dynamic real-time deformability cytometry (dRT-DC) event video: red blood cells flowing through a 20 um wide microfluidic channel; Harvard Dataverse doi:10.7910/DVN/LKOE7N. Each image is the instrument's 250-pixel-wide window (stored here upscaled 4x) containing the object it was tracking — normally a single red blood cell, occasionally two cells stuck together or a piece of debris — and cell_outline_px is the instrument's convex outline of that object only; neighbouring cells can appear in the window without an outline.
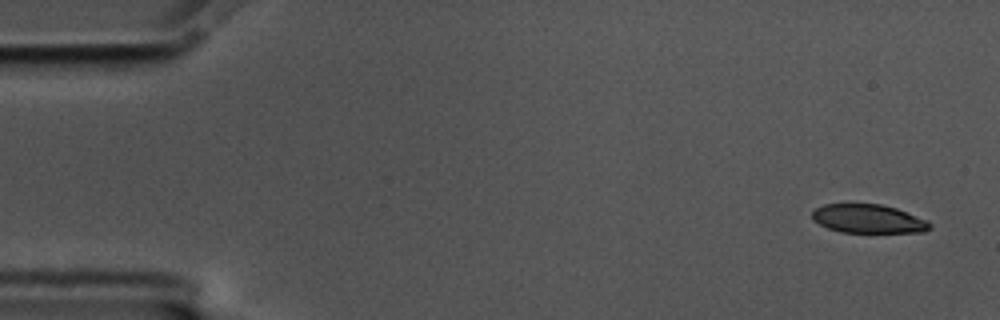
{"species": "common noctule bat (a hibernating species)", "species_latin": "Nyctalus noctula", "temperature_condition": "cold", "stored_images_in_passage": 51, "camera_frame_rate_fps": 3000, "um_per_image_px": 0.085, "animal": {"sex": "male", "body_mass_g": 17.5, "forearm_length_mm": 52.3}, "frame": {"image": 1, "passage_image": 1, "time_ms": 0.0, "image_size_px": [1000, 320], "cell_outline_px": [[932, 228], [924, 232], [840, 232], [828, 228], [812, 220], [812, 212], [816, 208], [824, 204], [880, 204], [896, 208], [928, 220], [932, 224]], "centroid_in_image_um": [73.82, 18.6], "position_along_channel_um": 11.2, "area_um2": 19.71}}
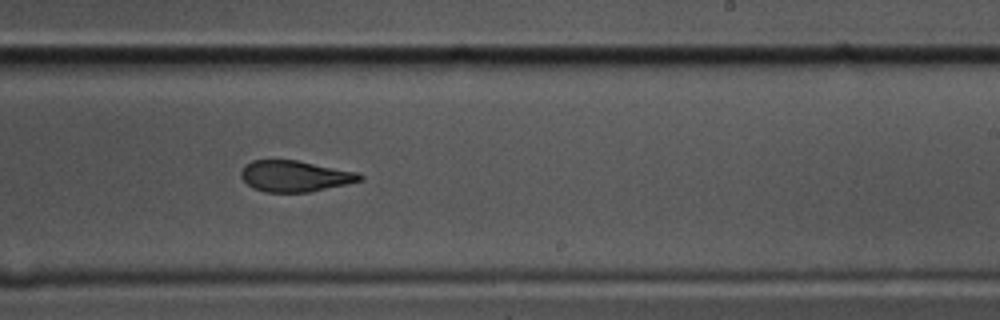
{"frame": {"image": 2, "passage_image": 33, "time_ms": 10.667, "image_size_px": [1000, 320], "cell_outline_px": [[364, 180], [348, 184], [308, 192], [264, 192], [252, 188], [240, 176], [240, 172], [244, 164], [252, 160], [296, 160], [356, 172], [364, 176]], "centroid_in_image_um": [25.05, 14.97], "position_along_channel_um": 264.0, "area_um2": 21.56}}
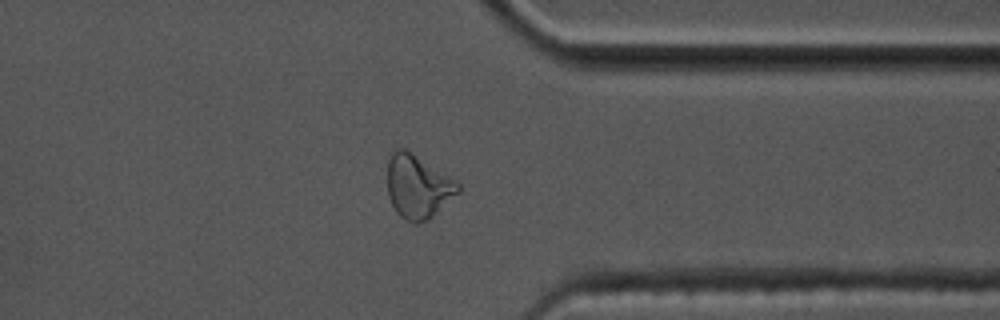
{"frame": {"image": 3, "passage_image": 43, "time_ms": 14.0, "image_size_px": [1000, 320], "cell_outline_px": [[460, 192], [428, 220], [416, 224], [412, 224], [404, 220], [396, 212], [388, 196], [388, 160], [392, 152], [396, 148], [404, 148], [456, 180], [460, 184]], "centroid_in_image_um": [35.52, 15.89], "position_along_channel_um": 375.9, "area_um2": 26.18}, "authors_computed_cell_mechanics": {"area_um2": 22.6576, "velocity_mm_per_s": 3.5009, "shape_relaxation_time_tau1_ms": 5.2882, "shape_relaxation_time_tau2_ms": 2.6418, "deformation_change_tau1": 0.1615, "deformation_change_tau2": 0.1015}}